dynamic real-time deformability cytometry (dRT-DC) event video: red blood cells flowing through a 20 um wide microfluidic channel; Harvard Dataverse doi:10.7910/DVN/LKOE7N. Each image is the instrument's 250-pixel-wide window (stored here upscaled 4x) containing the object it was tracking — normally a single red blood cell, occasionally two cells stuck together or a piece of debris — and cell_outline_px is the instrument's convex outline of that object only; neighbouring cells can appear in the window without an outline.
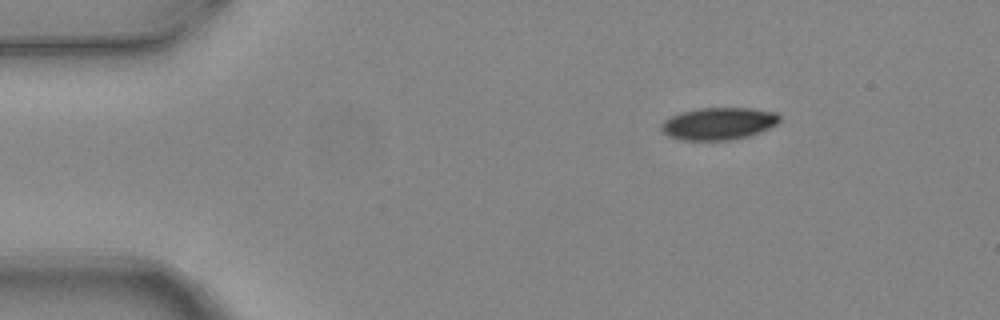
{"species": "common noctule bat (a hibernating species)", "species_latin": "Nyctalus noctula", "temperature_condition": "warm", "stored_images_in_passage": 3, "camera_frame_rate_fps": 3000, "um_per_image_px": 0.085, "animal": {"sex": "female", "body_mass_g": 24.6, "forearm_length_mm": 56.2}, "frame": {"image": 1, "passage_image": 1, "time_ms": 0.0, "image_size_px": [1000, 320], "cell_outline_px": [[780, 120], [776, 124], [760, 132], [748, 136], [732, 140], [684, 140], [668, 136], [660, 128], [660, 124], [664, 120], [680, 112], [700, 108], [748, 108], [776, 112], [780, 116]], "centroid_in_image_um": [61.07, 10.5], "position_along_channel_um": 23.9, "area_um2": 22.2}}
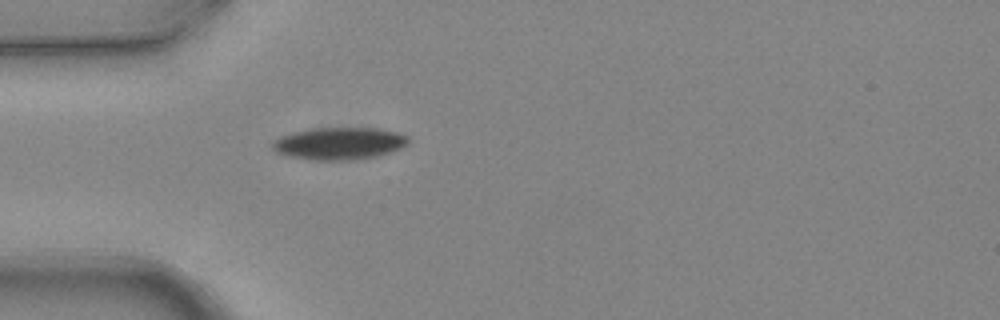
{"frame": {"image": 2, "passage_image": 3, "time_ms": 0.667, "image_size_px": [1000, 320], "cell_outline_px": [[408, 144], [404, 148], [372, 156], [348, 160], [316, 160], [284, 156], [276, 152], [272, 148], [272, 144], [280, 136], [292, 132], [312, 128], [376, 128], [396, 132], [408, 136]], "centroid_in_image_um": [28.8, 12.19], "position_along_channel_um": 56.2, "area_um2": 25.43}}